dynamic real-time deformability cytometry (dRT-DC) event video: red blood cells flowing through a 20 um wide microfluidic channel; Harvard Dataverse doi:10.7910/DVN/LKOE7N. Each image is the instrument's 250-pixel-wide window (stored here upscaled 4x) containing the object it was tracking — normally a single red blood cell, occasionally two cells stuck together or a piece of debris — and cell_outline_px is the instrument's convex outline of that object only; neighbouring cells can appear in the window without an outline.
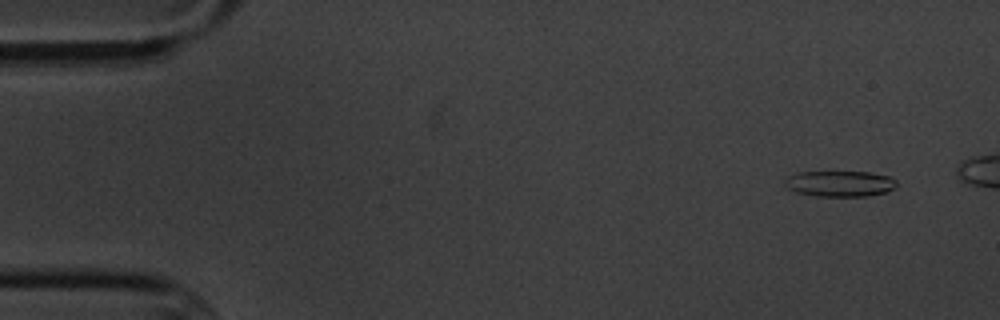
{"species": "common noctule bat (a hibernating species)", "species_latin": "Nyctalus noctula", "temperature_condition": "cold", "stored_images_in_passage": 11, "segment_of_instrument_passage": [1, 2], "camera_frame_rate_fps": 3000, "um_per_image_px": 0.085, "animal": {"sex": "male", "body_mass_g": 20.1, "forearm_length_mm": 53.5}, "frame": {"image": 1, "passage_image": 2, "time_ms": 1.0, "image_size_px": [1000, 320], "cell_outline_px": [[896, 188], [888, 192], [868, 196], [816, 196], [796, 192], [788, 188], [784, 184], [784, 180], [788, 176], [796, 172], [868, 172], [888, 176], [896, 180]], "centroid_in_image_um": [71.39, 15.61], "position_along_channel_um": 13.6, "area_um2": 16.94}}
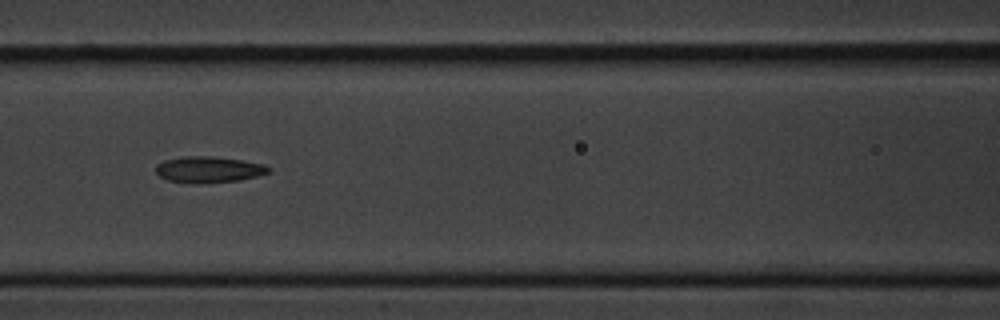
{"frame": {"image": 2, "passage_image": 8, "time_ms": 8.0, "image_size_px": [1000, 320], "cell_outline_px": [[272, 172], [240, 180], [200, 184], [196, 184], [168, 180], [160, 176], [156, 172], [156, 164], [164, 160], [184, 156], [212, 156], [240, 160], [264, 164], [272, 168]], "centroid_in_image_um": [17.75, 14.41], "position_along_channel_um": 148.8, "area_um2": 17.34}}
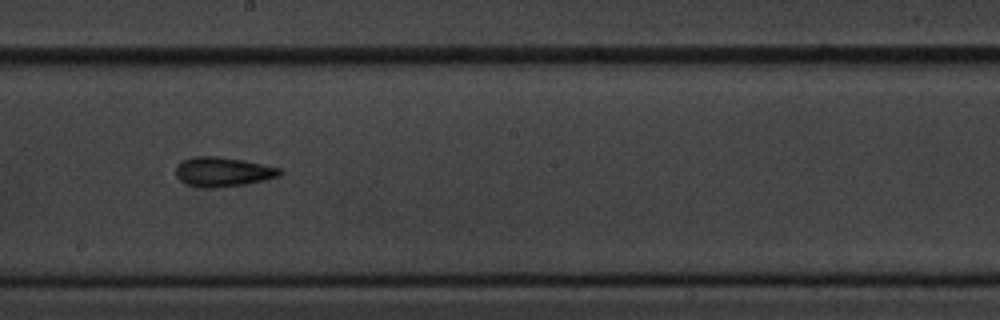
{"frame": {"image": 3, "passage_image": 10, "time_ms": 10.333, "image_size_px": [1000, 320], "cell_outline_px": [[284, 172], [280, 176], [264, 180], [244, 184], [212, 188], [200, 188], [188, 184], [180, 180], [176, 176], [176, 164], [184, 160], [196, 156], [216, 156], [244, 160], [280, 168]], "centroid_in_image_um": [18.95, 14.6], "position_along_channel_um": 229.3, "area_um2": 17.86}}